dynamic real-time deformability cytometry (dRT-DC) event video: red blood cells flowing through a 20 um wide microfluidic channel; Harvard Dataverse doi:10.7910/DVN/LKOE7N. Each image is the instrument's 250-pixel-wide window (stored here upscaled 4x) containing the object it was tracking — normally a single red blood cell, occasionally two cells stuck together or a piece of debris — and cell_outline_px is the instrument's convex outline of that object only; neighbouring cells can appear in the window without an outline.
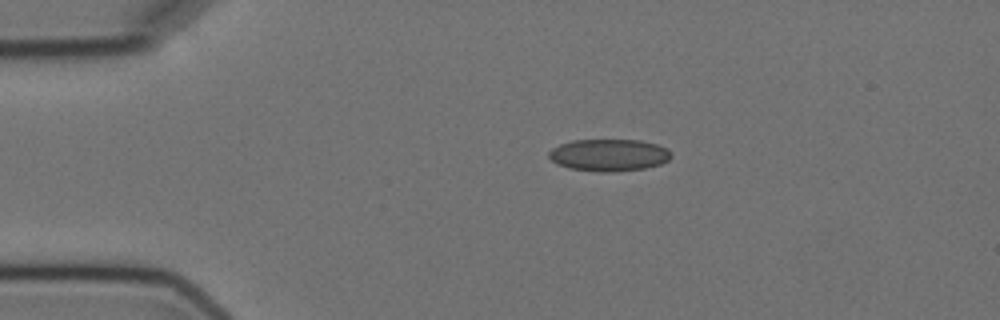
{"species": "Egyptian fruit bat (a non-hibernating species)", "species_latin": "Rousettus aegyptiacus", "temperature_condition": "cold", "stored_images_in_passage": 3, "camera_frame_rate_fps": 3000, "um_per_image_px": 0.085, "animal": {"sex": "female"}, "frame": {"image": 1, "passage_image": 1, "time_ms": 0.0, "image_size_px": [1000, 320], "cell_outline_px": [[672, 156], [668, 160], [660, 164], [644, 168], [612, 172], [600, 172], [568, 168], [556, 164], [548, 156], [548, 152], [552, 148], [560, 144], [572, 140], [640, 140], [656, 144], [668, 148], [672, 152]], "centroid_in_image_um": [51.75, 13.18], "position_along_channel_um": 33.2, "area_um2": 23.0}}
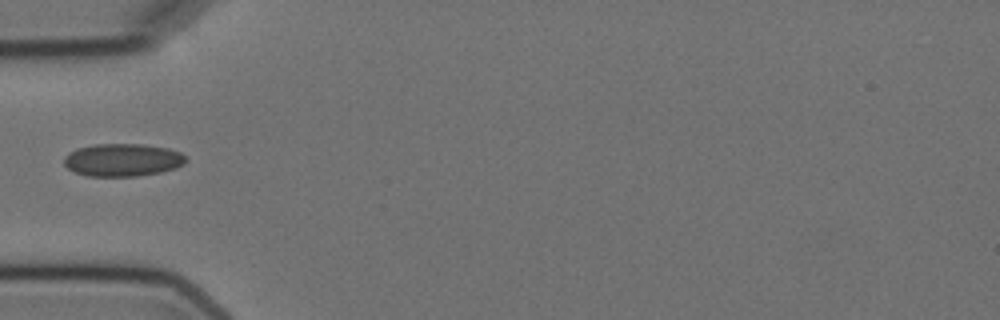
{"frame": {"image": 2, "passage_image": 3, "time_ms": 2.333, "image_size_px": [1000, 320], "cell_outline_px": [[188, 160], [184, 164], [176, 168], [160, 172], [136, 176], [84, 176], [68, 168], [64, 164], [64, 156], [68, 152], [76, 148], [92, 144], [140, 144], [168, 148], [180, 152]], "centroid_in_image_um": [10.4, 13.59], "position_along_channel_um": 74.6, "area_um2": 23.41}}